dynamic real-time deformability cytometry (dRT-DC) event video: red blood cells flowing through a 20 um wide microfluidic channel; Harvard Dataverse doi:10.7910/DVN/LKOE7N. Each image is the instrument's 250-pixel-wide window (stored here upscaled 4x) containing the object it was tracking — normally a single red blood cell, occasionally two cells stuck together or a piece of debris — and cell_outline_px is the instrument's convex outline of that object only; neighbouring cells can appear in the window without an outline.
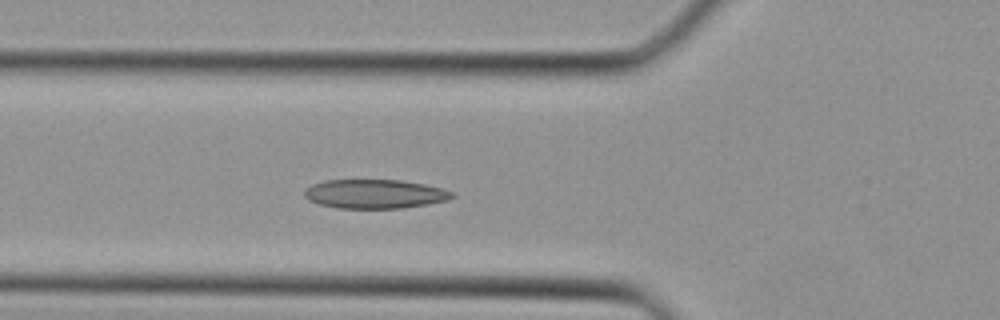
{"species": "Egyptian fruit bat (a non-hibernating species)", "species_latin": "Rousettus aegyptiacus", "temperature_condition": "cold", "stored_images_in_passage": 27, "camera_frame_rate_fps": 3000, "um_per_image_px": 0.085, "animal": {"sex": "female"}, "frame": {"image": 1, "passage_image": 2, "time_ms": 0.333, "image_size_px": [1000, 320], "cell_outline_px": [[456, 196], [448, 200], [428, 204], [400, 208], [340, 208], [320, 204], [308, 200], [304, 196], [304, 188], [312, 184], [324, 180], [400, 180], [424, 184], [440, 188], [452, 192]], "centroid_in_image_um": [31.83, 16.48], "position_along_channel_um": 94.0, "area_um2": 24.97}}
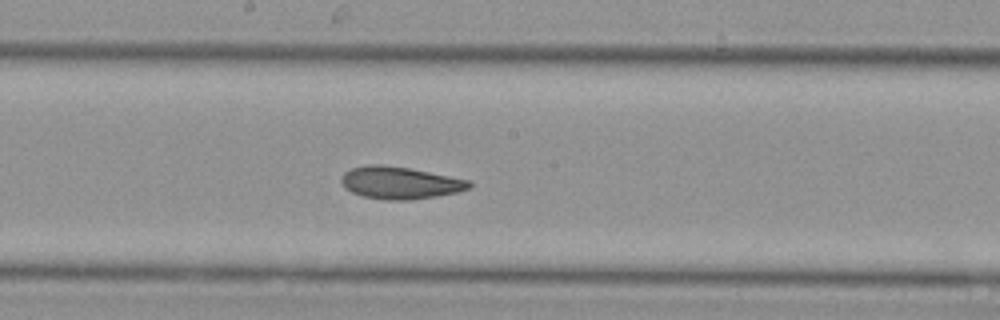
{"frame": {"image": 2, "passage_image": 9, "time_ms": 2.667, "image_size_px": [1000, 320], "cell_outline_px": [[472, 188], [456, 192], [436, 196], [408, 200], [384, 200], [364, 196], [352, 192], [344, 188], [340, 180], [340, 176], [344, 172], [352, 168], [364, 164], [380, 164], [408, 168], [472, 180]], "centroid_in_image_um": [33.99, 15.53], "position_along_channel_um": 214.2, "area_um2": 24.22}}
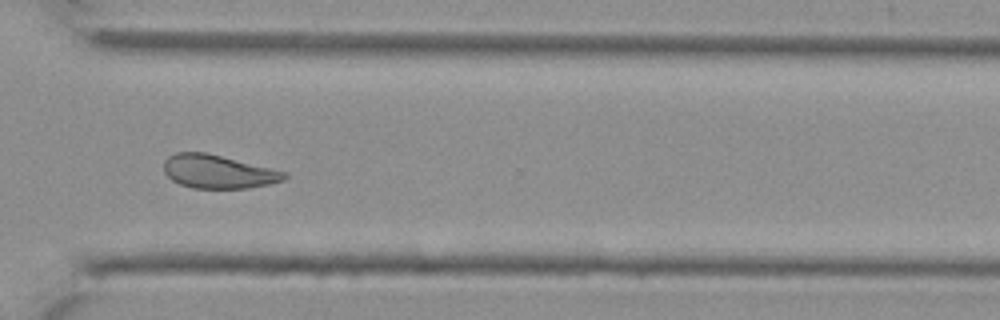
{"frame": {"image": 3, "passage_image": 17, "time_ms": 5.333, "image_size_px": [1000, 320], "cell_outline_px": [[288, 176], [284, 180], [268, 184], [248, 188], [192, 188], [180, 184], [172, 180], [164, 172], [164, 160], [168, 156], [176, 152], [204, 152], [288, 172]], "centroid_in_image_um": [18.53, 14.59], "position_along_channel_um": 352.1, "area_um2": 23.41}}